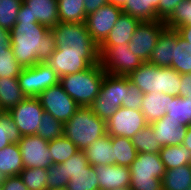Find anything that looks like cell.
<instances>
[{
  "mask_svg": "<svg viewBox=\"0 0 191 190\" xmlns=\"http://www.w3.org/2000/svg\"><path fill=\"white\" fill-rule=\"evenodd\" d=\"M7 36L14 57L22 68L47 62L57 49L52 31L38 22L16 21Z\"/></svg>",
  "mask_w": 191,
  "mask_h": 190,
  "instance_id": "6da1fadb",
  "label": "cell"
},
{
  "mask_svg": "<svg viewBox=\"0 0 191 190\" xmlns=\"http://www.w3.org/2000/svg\"><path fill=\"white\" fill-rule=\"evenodd\" d=\"M128 78L143 94L155 92L180 96L181 74L172 67H157L144 62Z\"/></svg>",
  "mask_w": 191,
  "mask_h": 190,
  "instance_id": "7a4b0ae2",
  "label": "cell"
},
{
  "mask_svg": "<svg viewBox=\"0 0 191 190\" xmlns=\"http://www.w3.org/2000/svg\"><path fill=\"white\" fill-rule=\"evenodd\" d=\"M106 72L100 63L60 78L65 92L80 106L89 107L99 94Z\"/></svg>",
  "mask_w": 191,
  "mask_h": 190,
  "instance_id": "3957f363",
  "label": "cell"
},
{
  "mask_svg": "<svg viewBox=\"0 0 191 190\" xmlns=\"http://www.w3.org/2000/svg\"><path fill=\"white\" fill-rule=\"evenodd\" d=\"M64 136L84 151L95 140L107 134L106 121L89 107H80L64 124Z\"/></svg>",
  "mask_w": 191,
  "mask_h": 190,
  "instance_id": "277c9868",
  "label": "cell"
},
{
  "mask_svg": "<svg viewBox=\"0 0 191 190\" xmlns=\"http://www.w3.org/2000/svg\"><path fill=\"white\" fill-rule=\"evenodd\" d=\"M129 171L131 175L129 190H162V178L166 168L159 152L137 153Z\"/></svg>",
  "mask_w": 191,
  "mask_h": 190,
  "instance_id": "5b68a950",
  "label": "cell"
},
{
  "mask_svg": "<svg viewBox=\"0 0 191 190\" xmlns=\"http://www.w3.org/2000/svg\"><path fill=\"white\" fill-rule=\"evenodd\" d=\"M59 76V78L86 70L99 63V50L72 49L60 46L52 53L46 62Z\"/></svg>",
  "mask_w": 191,
  "mask_h": 190,
  "instance_id": "8992f818",
  "label": "cell"
},
{
  "mask_svg": "<svg viewBox=\"0 0 191 190\" xmlns=\"http://www.w3.org/2000/svg\"><path fill=\"white\" fill-rule=\"evenodd\" d=\"M125 99V76H116L106 73L99 94L89 108L100 119L107 121Z\"/></svg>",
  "mask_w": 191,
  "mask_h": 190,
  "instance_id": "52a82bcc",
  "label": "cell"
},
{
  "mask_svg": "<svg viewBox=\"0 0 191 190\" xmlns=\"http://www.w3.org/2000/svg\"><path fill=\"white\" fill-rule=\"evenodd\" d=\"M99 63L111 75L129 76L144 62L130 51L128 45H100Z\"/></svg>",
  "mask_w": 191,
  "mask_h": 190,
  "instance_id": "ba28073f",
  "label": "cell"
},
{
  "mask_svg": "<svg viewBox=\"0 0 191 190\" xmlns=\"http://www.w3.org/2000/svg\"><path fill=\"white\" fill-rule=\"evenodd\" d=\"M22 92L27 97H38L44 90L59 83L57 73L45 62L22 68L17 77Z\"/></svg>",
  "mask_w": 191,
  "mask_h": 190,
  "instance_id": "9c48e42d",
  "label": "cell"
},
{
  "mask_svg": "<svg viewBox=\"0 0 191 190\" xmlns=\"http://www.w3.org/2000/svg\"><path fill=\"white\" fill-rule=\"evenodd\" d=\"M44 111L65 124L80 106L65 92L60 83L44 90L37 97Z\"/></svg>",
  "mask_w": 191,
  "mask_h": 190,
  "instance_id": "30bf717a",
  "label": "cell"
},
{
  "mask_svg": "<svg viewBox=\"0 0 191 190\" xmlns=\"http://www.w3.org/2000/svg\"><path fill=\"white\" fill-rule=\"evenodd\" d=\"M166 28L163 21H141L128 44L130 51L143 62H148L160 34Z\"/></svg>",
  "mask_w": 191,
  "mask_h": 190,
  "instance_id": "8fae6325",
  "label": "cell"
},
{
  "mask_svg": "<svg viewBox=\"0 0 191 190\" xmlns=\"http://www.w3.org/2000/svg\"><path fill=\"white\" fill-rule=\"evenodd\" d=\"M50 30L54 35V39L58 48L60 46L67 45L72 49L99 50V46L94 42L87 30L85 22H59Z\"/></svg>",
  "mask_w": 191,
  "mask_h": 190,
  "instance_id": "7c38bea8",
  "label": "cell"
},
{
  "mask_svg": "<svg viewBox=\"0 0 191 190\" xmlns=\"http://www.w3.org/2000/svg\"><path fill=\"white\" fill-rule=\"evenodd\" d=\"M43 112L44 109L37 97H27L8 111L21 136L36 134Z\"/></svg>",
  "mask_w": 191,
  "mask_h": 190,
  "instance_id": "4fadbf2b",
  "label": "cell"
},
{
  "mask_svg": "<svg viewBox=\"0 0 191 190\" xmlns=\"http://www.w3.org/2000/svg\"><path fill=\"white\" fill-rule=\"evenodd\" d=\"M148 123L141 110L119 107L116 113L106 121L107 133L129 139L142 130Z\"/></svg>",
  "mask_w": 191,
  "mask_h": 190,
  "instance_id": "5bb4252c",
  "label": "cell"
},
{
  "mask_svg": "<svg viewBox=\"0 0 191 190\" xmlns=\"http://www.w3.org/2000/svg\"><path fill=\"white\" fill-rule=\"evenodd\" d=\"M49 141L37 134L22 136L18 141L24 168H49L52 154L48 149Z\"/></svg>",
  "mask_w": 191,
  "mask_h": 190,
  "instance_id": "9a60e30c",
  "label": "cell"
},
{
  "mask_svg": "<svg viewBox=\"0 0 191 190\" xmlns=\"http://www.w3.org/2000/svg\"><path fill=\"white\" fill-rule=\"evenodd\" d=\"M122 14V8L107 4L86 16L85 25L94 42L100 46Z\"/></svg>",
  "mask_w": 191,
  "mask_h": 190,
  "instance_id": "2e32d148",
  "label": "cell"
},
{
  "mask_svg": "<svg viewBox=\"0 0 191 190\" xmlns=\"http://www.w3.org/2000/svg\"><path fill=\"white\" fill-rule=\"evenodd\" d=\"M94 169L99 179V190L129 189L131 183L129 167L109 164L96 165Z\"/></svg>",
  "mask_w": 191,
  "mask_h": 190,
  "instance_id": "e0dca14e",
  "label": "cell"
},
{
  "mask_svg": "<svg viewBox=\"0 0 191 190\" xmlns=\"http://www.w3.org/2000/svg\"><path fill=\"white\" fill-rule=\"evenodd\" d=\"M150 125L153 128L155 139L161 147L181 145L186 135L187 127L173 119L163 117Z\"/></svg>",
  "mask_w": 191,
  "mask_h": 190,
  "instance_id": "ac0fdd59",
  "label": "cell"
},
{
  "mask_svg": "<svg viewBox=\"0 0 191 190\" xmlns=\"http://www.w3.org/2000/svg\"><path fill=\"white\" fill-rule=\"evenodd\" d=\"M177 45V31L166 28L152 50L148 63L157 67H170L173 60L174 46Z\"/></svg>",
  "mask_w": 191,
  "mask_h": 190,
  "instance_id": "d6986e66",
  "label": "cell"
},
{
  "mask_svg": "<svg viewBox=\"0 0 191 190\" xmlns=\"http://www.w3.org/2000/svg\"><path fill=\"white\" fill-rule=\"evenodd\" d=\"M33 19L49 29L59 23L58 0H22Z\"/></svg>",
  "mask_w": 191,
  "mask_h": 190,
  "instance_id": "ffe728a7",
  "label": "cell"
},
{
  "mask_svg": "<svg viewBox=\"0 0 191 190\" xmlns=\"http://www.w3.org/2000/svg\"><path fill=\"white\" fill-rule=\"evenodd\" d=\"M141 21L129 14H122L101 45H128L132 35Z\"/></svg>",
  "mask_w": 191,
  "mask_h": 190,
  "instance_id": "44dd1931",
  "label": "cell"
},
{
  "mask_svg": "<svg viewBox=\"0 0 191 190\" xmlns=\"http://www.w3.org/2000/svg\"><path fill=\"white\" fill-rule=\"evenodd\" d=\"M175 96L164 93H146L143 94L141 112L148 124L163 118L166 115V107L169 105V100Z\"/></svg>",
  "mask_w": 191,
  "mask_h": 190,
  "instance_id": "7402d4cb",
  "label": "cell"
},
{
  "mask_svg": "<svg viewBox=\"0 0 191 190\" xmlns=\"http://www.w3.org/2000/svg\"><path fill=\"white\" fill-rule=\"evenodd\" d=\"M91 166L113 164L112 136L108 133L95 140L84 150Z\"/></svg>",
  "mask_w": 191,
  "mask_h": 190,
  "instance_id": "603a6c76",
  "label": "cell"
},
{
  "mask_svg": "<svg viewBox=\"0 0 191 190\" xmlns=\"http://www.w3.org/2000/svg\"><path fill=\"white\" fill-rule=\"evenodd\" d=\"M23 169L18 143H11L0 150V178L20 175Z\"/></svg>",
  "mask_w": 191,
  "mask_h": 190,
  "instance_id": "cb8c5ba5",
  "label": "cell"
},
{
  "mask_svg": "<svg viewBox=\"0 0 191 190\" xmlns=\"http://www.w3.org/2000/svg\"><path fill=\"white\" fill-rule=\"evenodd\" d=\"M27 96L22 92L17 77L0 78V110L8 112Z\"/></svg>",
  "mask_w": 191,
  "mask_h": 190,
  "instance_id": "d4e9b609",
  "label": "cell"
},
{
  "mask_svg": "<svg viewBox=\"0 0 191 190\" xmlns=\"http://www.w3.org/2000/svg\"><path fill=\"white\" fill-rule=\"evenodd\" d=\"M191 187V164L166 169L162 190H188Z\"/></svg>",
  "mask_w": 191,
  "mask_h": 190,
  "instance_id": "484cf974",
  "label": "cell"
},
{
  "mask_svg": "<svg viewBox=\"0 0 191 190\" xmlns=\"http://www.w3.org/2000/svg\"><path fill=\"white\" fill-rule=\"evenodd\" d=\"M160 0H126L122 12L140 21H156Z\"/></svg>",
  "mask_w": 191,
  "mask_h": 190,
  "instance_id": "4316f807",
  "label": "cell"
},
{
  "mask_svg": "<svg viewBox=\"0 0 191 190\" xmlns=\"http://www.w3.org/2000/svg\"><path fill=\"white\" fill-rule=\"evenodd\" d=\"M113 164L130 167L137 157V151L132 139L116 136L112 137Z\"/></svg>",
  "mask_w": 191,
  "mask_h": 190,
  "instance_id": "83f0119b",
  "label": "cell"
},
{
  "mask_svg": "<svg viewBox=\"0 0 191 190\" xmlns=\"http://www.w3.org/2000/svg\"><path fill=\"white\" fill-rule=\"evenodd\" d=\"M58 16L63 23L85 22L84 0H58Z\"/></svg>",
  "mask_w": 191,
  "mask_h": 190,
  "instance_id": "f1b7e54d",
  "label": "cell"
},
{
  "mask_svg": "<svg viewBox=\"0 0 191 190\" xmlns=\"http://www.w3.org/2000/svg\"><path fill=\"white\" fill-rule=\"evenodd\" d=\"M22 67L11 50L8 36L0 39V78L18 77Z\"/></svg>",
  "mask_w": 191,
  "mask_h": 190,
  "instance_id": "f546056e",
  "label": "cell"
},
{
  "mask_svg": "<svg viewBox=\"0 0 191 190\" xmlns=\"http://www.w3.org/2000/svg\"><path fill=\"white\" fill-rule=\"evenodd\" d=\"M166 119H173L182 126L191 125V99L175 96L166 107Z\"/></svg>",
  "mask_w": 191,
  "mask_h": 190,
  "instance_id": "4dcf8cb0",
  "label": "cell"
},
{
  "mask_svg": "<svg viewBox=\"0 0 191 190\" xmlns=\"http://www.w3.org/2000/svg\"><path fill=\"white\" fill-rule=\"evenodd\" d=\"M159 155L166 169L191 164V152L183 145L164 146Z\"/></svg>",
  "mask_w": 191,
  "mask_h": 190,
  "instance_id": "1f68e13d",
  "label": "cell"
},
{
  "mask_svg": "<svg viewBox=\"0 0 191 190\" xmlns=\"http://www.w3.org/2000/svg\"><path fill=\"white\" fill-rule=\"evenodd\" d=\"M180 74L191 73V45L181 38L177 32V45L174 46L171 66Z\"/></svg>",
  "mask_w": 191,
  "mask_h": 190,
  "instance_id": "d6a6232c",
  "label": "cell"
},
{
  "mask_svg": "<svg viewBox=\"0 0 191 190\" xmlns=\"http://www.w3.org/2000/svg\"><path fill=\"white\" fill-rule=\"evenodd\" d=\"M66 190H99V179L94 167L89 164L85 171L74 173Z\"/></svg>",
  "mask_w": 191,
  "mask_h": 190,
  "instance_id": "836d02e7",
  "label": "cell"
},
{
  "mask_svg": "<svg viewBox=\"0 0 191 190\" xmlns=\"http://www.w3.org/2000/svg\"><path fill=\"white\" fill-rule=\"evenodd\" d=\"M49 152L52 154V163L59 164L66 162L74 153L78 152V147L67 139L64 135L58 139H53L48 143Z\"/></svg>",
  "mask_w": 191,
  "mask_h": 190,
  "instance_id": "e575fe53",
  "label": "cell"
},
{
  "mask_svg": "<svg viewBox=\"0 0 191 190\" xmlns=\"http://www.w3.org/2000/svg\"><path fill=\"white\" fill-rule=\"evenodd\" d=\"M132 143L137 153H157L162 149L155 139L153 128L150 124L146 125L132 137Z\"/></svg>",
  "mask_w": 191,
  "mask_h": 190,
  "instance_id": "d590c367",
  "label": "cell"
},
{
  "mask_svg": "<svg viewBox=\"0 0 191 190\" xmlns=\"http://www.w3.org/2000/svg\"><path fill=\"white\" fill-rule=\"evenodd\" d=\"M21 138L22 136L11 115L2 111L0 113V150L11 143H18Z\"/></svg>",
  "mask_w": 191,
  "mask_h": 190,
  "instance_id": "8d00e7d4",
  "label": "cell"
},
{
  "mask_svg": "<svg viewBox=\"0 0 191 190\" xmlns=\"http://www.w3.org/2000/svg\"><path fill=\"white\" fill-rule=\"evenodd\" d=\"M63 130L64 124L44 111L36 134L44 140L51 141L62 137L64 135Z\"/></svg>",
  "mask_w": 191,
  "mask_h": 190,
  "instance_id": "74e56055",
  "label": "cell"
},
{
  "mask_svg": "<svg viewBox=\"0 0 191 190\" xmlns=\"http://www.w3.org/2000/svg\"><path fill=\"white\" fill-rule=\"evenodd\" d=\"M22 0H0V29L8 33L17 21Z\"/></svg>",
  "mask_w": 191,
  "mask_h": 190,
  "instance_id": "f35d334b",
  "label": "cell"
},
{
  "mask_svg": "<svg viewBox=\"0 0 191 190\" xmlns=\"http://www.w3.org/2000/svg\"><path fill=\"white\" fill-rule=\"evenodd\" d=\"M19 176L29 190H48V172L45 168H24Z\"/></svg>",
  "mask_w": 191,
  "mask_h": 190,
  "instance_id": "ab89813d",
  "label": "cell"
},
{
  "mask_svg": "<svg viewBox=\"0 0 191 190\" xmlns=\"http://www.w3.org/2000/svg\"><path fill=\"white\" fill-rule=\"evenodd\" d=\"M164 23L167 28L175 30L184 25H191V0L182 1Z\"/></svg>",
  "mask_w": 191,
  "mask_h": 190,
  "instance_id": "60d3db41",
  "label": "cell"
},
{
  "mask_svg": "<svg viewBox=\"0 0 191 190\" xmlns=\"http://www.w3.org/2000/svg\"><path fill=\"white\" fill-rule=\"evenodd\" d=\"M63 168L64 180L68 183L74 173L85 171L89 165V161L85 156L84 151L79 150L74 153L66 162L59 163Z\"/></svg>",
  "mask_w": 191,
  "mask_h": 190,
  "instance_id": "b9f144b4",
  "label": "cell"
},
{
  "mask_svg": "<svg viewBox=\"0 0 191 190\" xmlns=\"http://www.w3.org/2000/svg\"><path fill=\"white\" fill-rule=\"evenodd\" d=\"M143 93L125 76V99H123L121 107L128 109L141 110Z\"/></svg>",
  "mask_w": 191,
  "mask_h": 190,
  "instance_id": "7bdbcfd3",
  "label": "cell"
},
{
  "mask_svg": "<svg viewBox=\"0 0 191 190\" xmlns=\"http://www.w3.org/2000/svg\"><path fill=\"white\" fill-rule=\"evenodd\" d=\"M47 172L46 185L48 190L66 189L68 183L64 180L63 168H61L60 164H52L47 168Z\"/></svg>",
  "mask_w": 191,
  "mask_h": 190,
  "instance_id": "ee69618b",
  "label": "cell"
},
{
  "mask_svg": "<svg viewBox=\"0 0 191 190\" xmlns=\"http://www.w3.org/2000/svg\"><path fill=\"white\" fill-rule=\"evenodd\" d=\"M182 1L184 0H160L156 9V20L165 22Z\"/></svg>",
  "mask_w": 191,
  "mask_h": 190,
  "instance_id": "f6af8a7d",
  "label": "cell"
},
{
  "mask_svg": "<svg viewBox=\"0 0 191 190\" xmlns=\"http://www.w3.org/2000/svg\"><path fill=\"white\" fill-rule=\"evenodd\" d=\"M1 185L2 190H29L19 175L1 178Z\"/></svg>",
  "mask_w": 191,
  "mask_h": 190,
  "instance_id": "bcb514c9",
  "label": "cell"
},
{
  "mask_svg": "<svg viewBox=\"0 0 191 190\" xmlns=\"http://www.w3.org/2000/svg\"><path fill=\"white\" fill-rule=\"evenodd\" d=\"M180 97L191 99V73L181 74Z\"/></svg>",
  "mask_w": 191,
  "mask_h": 190,
  "instance_id": "7dc6e473",
  "label": "cell"
},
{
  "mask_svg": "<svg viewBox=\"0 0 191 190\" xmlns=\"http://www.w3.org/2000/svg\"><path fill=\"white\" fill-rule=\"evenodd\" d=\"M107 4H109L108 0H84L86 16Z\"/></svg>",
  "mask_w": 191,
  "mask_h": 190,
  "instance_id": "c3c4849f",
  "label": "cell"
},
{
  "mask_svg": "<svg viewBox=\"0 0 191 190\" xmlns=\"http://www.w3.org/2000/svg\"><path fill=\"white\" fill-rule=\"evenodd\" d=\"M17 21L37 22V19H33L27 10V6L22 2L18 15Z\"/></svg>",
  "mask_w": 191,
  "mask_h": 190,
  "instance_id": "681fc988",
  "label": "cell"
},
{
  "mask_svg": "<svg viewBox=\"0 0 191 190\" xmlns=\"http://www.w3.org/2000/svg\"><path fill=\"white\" fill-rule=\"evenodd\" d=\"M179 36L191 45V25H184L176 29Z\"/></svg>",
  "mask_w": 191,
  "mask_h": 190,
  "instance_id": "f907efd6",
  "label": "cell"
},
{
  "mask_svg": "<svg viewBox=\"0 0 191 190\" xmlns=\"http://www.w3.org/2000/svg\"><path fill=\"white\" fill-rule=\"evenodd\" d=\"M181 145L187 148L191 152V125L187 127L185 138Z\"/></svg>",
  "mask_w": 191,
  "mask_h": 190,
  "instance_id": "816d5d0a",
  "label": "cell"
},
{
  "mask_svg": "<svg viewBox=\"0 0 191 190\" xmlns=\"http://www.w3.org/2000/svg\"><path fill=\"white\" fill-rule=\"evenodd\" d=\"M126 0H108L109 4L122 8Z\"/></svg>",
  "mask_w": 191,
  "mask_h": 190,
  "instance_id": "f5cc1de1",
  "label": "cell"
},
{
  "mask_svg": "<svg viewBox=\"0 0 191 190\" xmlns=\"http://www.w3.org/2000/svg\"><path fill=\"white\" fill-rule=\"evenodd\" d=\"M6 35L7 33L3 29H0V39H3Z\"/></svg>",
  "mask_w": 191,
  "mask_h": 190,
  "instance_id": "db71d44e",
  "label": "cell"
},
{
  "mask_svg": "<svg viewBox=\"0 0 191 190\" xmlns=\"http://www.w3.org/2000/svg\"><path fill=\"white\" fill-rule=\"evenodd\" d=\"M112 190H129V189L122 188V189H112Z\"/></svg>",
  "mask_w": 191,
  "mask_h": 190,
  "instance_id": "11a10c76",
  "label": "cell"
},
{
  "mask_svg": "<svg viewBox=\"0 0 191 190\" xmlns=\"http://www.w3.org/2000/svg\"><path fill=\"white\" fill-rule=\"evenodd\" d=\"M0 190H2V185H1V178H0Z\"/></svg>",
  "mask_w": 191,
  "mask_h": 190,
  "instance_id": "9f6ffc18",
  "label": "cell"
}]
</instances>
